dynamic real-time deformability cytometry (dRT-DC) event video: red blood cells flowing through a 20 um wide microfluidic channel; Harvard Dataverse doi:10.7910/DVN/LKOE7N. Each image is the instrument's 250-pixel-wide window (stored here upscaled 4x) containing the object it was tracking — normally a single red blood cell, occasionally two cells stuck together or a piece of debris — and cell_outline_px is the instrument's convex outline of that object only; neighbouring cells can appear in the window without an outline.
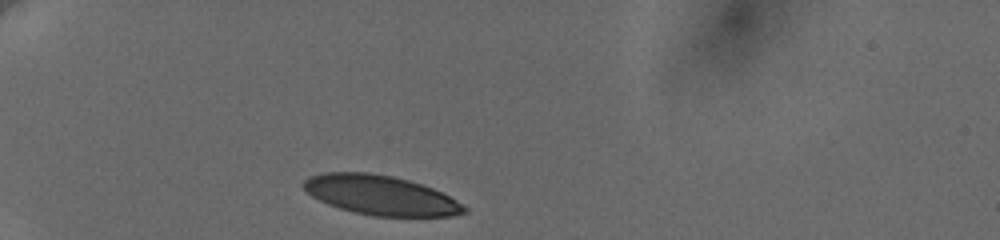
{"species": "human", "species_latin": "Homo sapiens", "temperature_condition": "cold", "stored_images_in_passage": 8, "camera_frame_rate_fps": 3000, "um_per_image_px": 0.085, "donor": {"sex": "female"}, "frame": {"image": 1, "passage_image": 1, "time_ms": 0.0, "image_size_px": [1000, 240], "cell_outline_px": [[468, 212], [452, 216], [372, 216], [352, 212], [328, 204], [312, 196], [304, 188], [304, 180], [308, 176], [324, 172], [368, 172], [392, 176], [408, 180], [432, 188], [456, 200], [468, 208]], "centroid_in_image_um": [32.35, 16.59], "position_along_channel_um": 52.7, "area_um2": 36.88}}
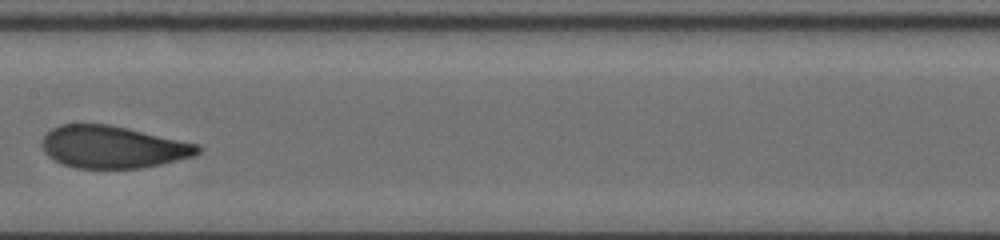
{"frame": {"image": 2, "passage_image": 5, "time_ms": 5.0, "image_size_px": [1000, 240], "cell_outline_px": [[200, 152], [196, 156], [160, 164], [140, 168], [76, 168], [60, 164], [52, 160], [44, 152], [44, 136], [52, 128], [64, 124], [108, 124], [128, 128], [200, 144]], "centroid_in_image_um": [9.62, 12.5], "position_along_channel_um": 197.8, "area_um2": 38.38}}
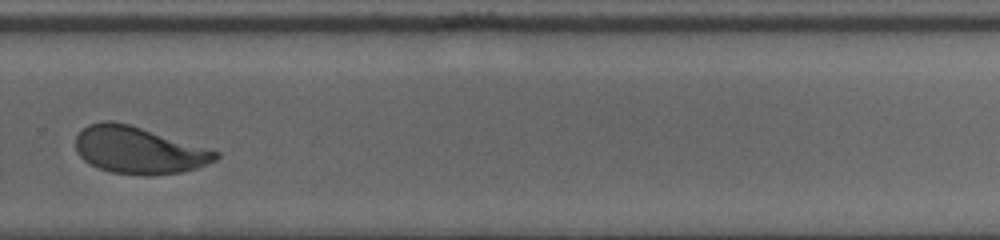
{"frame": {"image": 3, "passage_image": 8, "time_ms": 8.333, "image_size_px": [1000, 240], "cell_outline_px": [[220, 156], [216, 160], [196, 168], [180, 172], [152, 176], [144, 176], [112, 172], [100, 168], [84, 160], [76, 152], [76, 136], [88, 124], [104, 120], [108, 120], [128, 124], [220, 152]], "centroid_in_image_um": [11.78, 12.77], "position_along_channel_um": 318.0, "area_um2": 38.03}}